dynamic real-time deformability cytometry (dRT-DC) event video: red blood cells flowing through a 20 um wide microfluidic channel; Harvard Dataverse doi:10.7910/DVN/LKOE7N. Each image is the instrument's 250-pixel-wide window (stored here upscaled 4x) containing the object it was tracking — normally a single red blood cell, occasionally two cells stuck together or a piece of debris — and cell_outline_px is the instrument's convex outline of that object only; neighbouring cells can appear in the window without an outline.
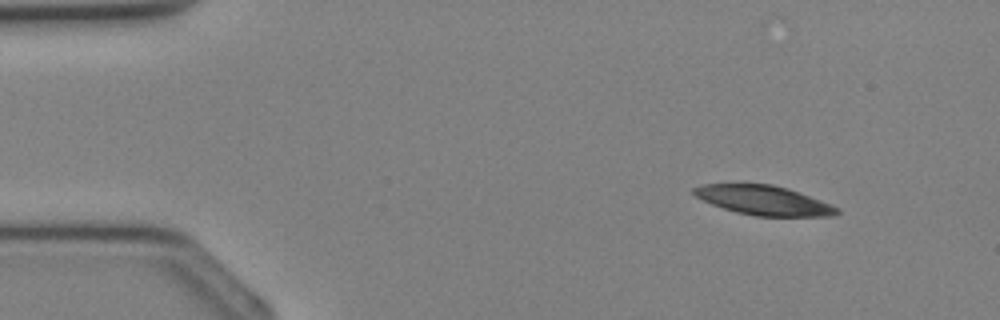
{"species": "Egyptian fruit bat (a non-hibernating species)", "species_latin": "Rousettus aegyptiacus", "temperature_condition": "cold", "stored_images_in_passage": 32, "camera_frame_rate_fps": 3000, "um_per_image_px": 0.085, "animal": {"sex": "female"}, "frame": {"image": 1, "passage_image": 1, "time_ms": 0.0, "image_size_px": [1000, 320], "cell_outline_px": [[840, 212], [836, 216], [756, 216], [736, 212], [712, 204], [696, 196], [692, 192], [692, 188], [704, 184], [772, 184], [788, 188], [800, 192], [832, 204], [840, 208]], "centroid_in_image_um": [64.97, 17.03], "position_along_channel_um": 20.0, "area_um2": 24.57}}
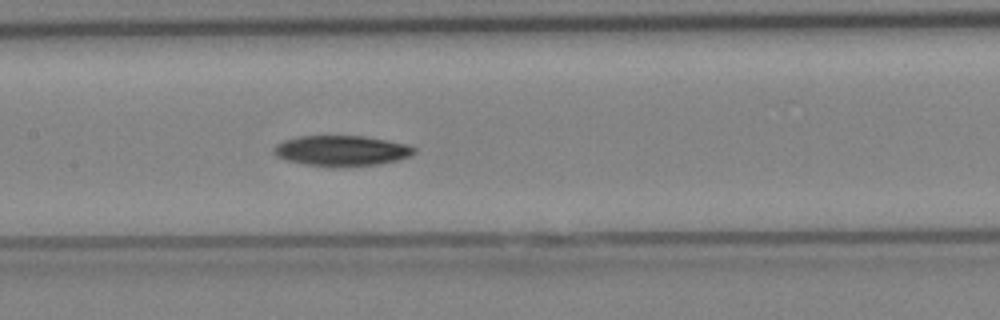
{"frame": {"image": 2, "passage_image": 14, "time_ms": 4.333, "image_size_px": [1000, 320], "cell_outline_px": [[416, 152], [408, 156], [396, 160], [380, 164], [304, 164], [288, 160], [276, 156], [272, 152], [272, 148], [276, 144], [284, 140], [296, 136], [364, 136], [388, 140], [408, 144], [416, 148]], "centroid_in_image_um": [29.02, 12.76], "position_along_channel_um": 178.4, "area_um2": 24.16}}
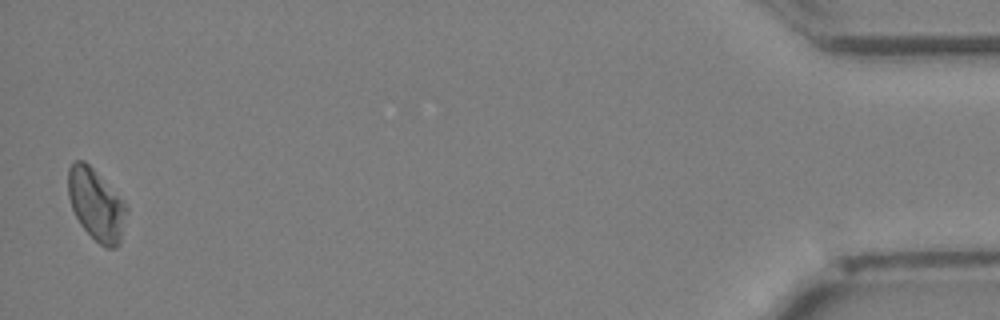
{"frame": {"image": 3, "passage_image": 32, "time_ms": 10.333, "image_size_px": [1000, 320], "cell_outline_px": [[128, 212], [120, 244], [116, 248], [104, 248], [80, 224], [72, 208], [68, 196], [68, 168], [76, 160], [84, 160], [92, 168], [128, 208]], "centroid_in_image_um": [8.18, 17.44], "position_along_channel_um": 427.0, "area_um2": 23.93}}